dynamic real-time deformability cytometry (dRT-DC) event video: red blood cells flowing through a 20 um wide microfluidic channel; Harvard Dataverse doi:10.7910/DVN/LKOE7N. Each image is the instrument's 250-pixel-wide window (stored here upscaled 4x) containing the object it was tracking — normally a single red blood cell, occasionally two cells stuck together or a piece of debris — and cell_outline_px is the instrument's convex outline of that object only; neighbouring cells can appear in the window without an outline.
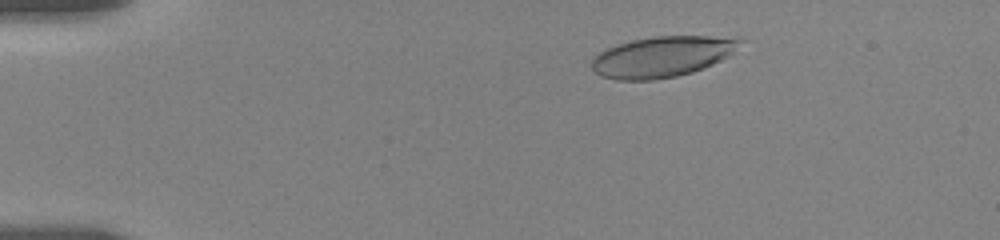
{"species": "human", "species_latin": "Homo sapiens", "temperature_condition": "room temperature", "stored_images_in_passage": 42, "camera_frame_rate_fps": 3000, "um_per_image_px": 0.085, "donor": {"sex": "female"}, "frame": {"image": 1, "passage_image": 8, "time_ms": 2.333, "image_size_px": [1000, 240], "cell_outline_px": [[748, 40], [728, 56], [712, 64], [692, 72], [676, 76], [652, 80], [616, 80], [600, 76], [592, 68], [592, 60], [604, 48], [632, 40], [656, 36], [708, 36]], "centroid_in_image_um": [56.28, 4.82], "position_along_channel_um": 28.7, "area_um2": 35.08}}
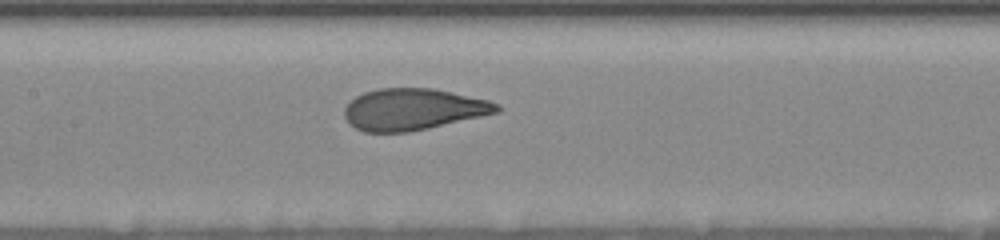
{"frame": {"image": 2, "passage_image": 26, "time_ms": 8.333, "image_size_px": [1000, 240], "cell_outline_px": [[504, 108], [500, 112], [428, 128], [408, 132], [364, 132], [356, 128], [344, 116], [344, 108], [356, 96], [364, 92], [380, 88], [432, 88], [488, 100], [500, 104]], "centroid_in_image_um": [35.15, 9.29], "position_along_channel_um": 172.3, "area_um2": 36.76}}
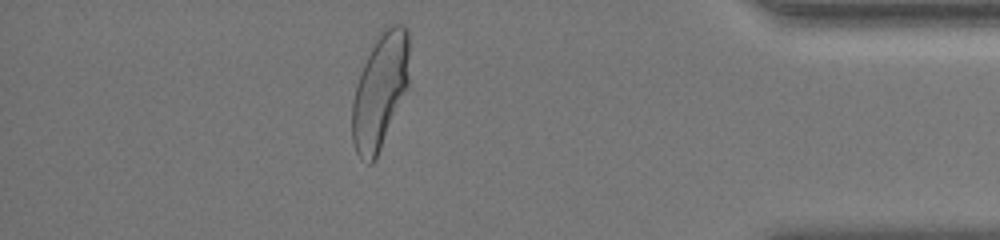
{"frame": {"image": 3, "passage_image": 39, "time_ms": 15.667, "image_size_px": [1000, 240], "cell_outline_px": [[408, 84], [376, 160], [372, 164], [368, 164], [360, 160], [356, 152], [352, 140], [352, 104], [356, 84], [360, 72], [380, 32], [388, 24], [404, 24], [408, 28]], "centroid_in_image_um": [32.28, 7.76], "position_along_channel_um": 402.9, "area_um2": 38.09}, "authors_computed_cell_mechanics": {"area_um2": 37.1943, "velocity_mm_per_s": 3.6045, "shape_relaxation_time_tau1_ms": 4.0079, "shape_relaxation_time_tau2_ms": null, "deformation_change_tau1": 0.1562, "deformation_change_tau2": null}}